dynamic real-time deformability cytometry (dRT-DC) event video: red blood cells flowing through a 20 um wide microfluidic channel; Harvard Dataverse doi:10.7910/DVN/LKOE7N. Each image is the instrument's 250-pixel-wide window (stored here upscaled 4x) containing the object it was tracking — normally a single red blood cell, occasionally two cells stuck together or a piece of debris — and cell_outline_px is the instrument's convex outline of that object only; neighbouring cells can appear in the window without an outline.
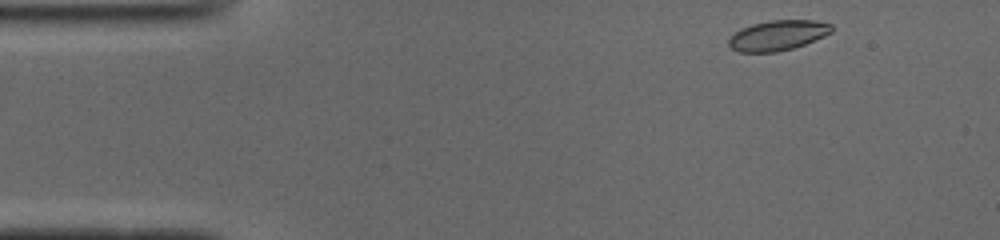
{"species": "common noctule bat (a hibernating species)", "species_latin": "Nyctalus noctula", "temperature_condition": "cold", "stored_images_in_passage": 47, "camera_frame_rate_fps": 3000, "um_per_image_px": 0.085, "animal": {"sex": "male", "body_mass_g": 19.0, "forearm_length_mm": 50.8}, "frame": {"image": 1, "passage_image": 1, "time_ms": 0.0, "image_size_px": [1000, 240], "cell_outline_px": [[832, 32], [824, 36], [804, 44], [792, 48], [776, 52], [740, 52], [732, 48], [728, 44], [728, 40], [740, 28], [752, 24], [772, 20], [812, 20], [832, 24]], "centroid_in_image_um": [66.11, 3.0], "position_along_channel_um": 18.9, "area_um2": 17.92}}
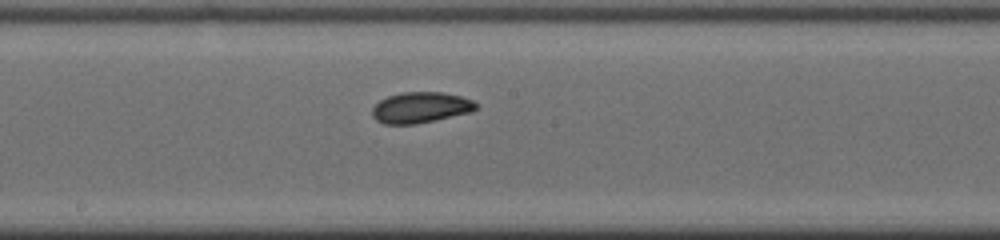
{"frame": {"image": 2, "passage_image": 22, "time_ms": 7.0, "image_size_px": [1000, 240], "cell_outline_px": [[480, 104], [472, 112], [436, 120], [416, 124], [384, 124], [376, 120], [372, 116], [372, 108], [380, 100], [388, 96], [400, 92], [440, 92], [460, 96], [472, 100]], "centroid_in_image_um": [35.76, 9.14], "position_along_channel_um": 212.4, "area_um2": 18.79}}
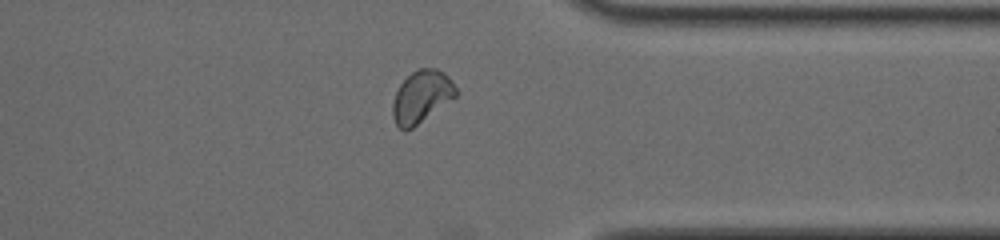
{"frame": {"image": 3, "passage_image": 35, "time_ms": 11.333, "image_size_px": [1000, 240], "cell_outline_px": [[456, 96], [412, 128], [404, 132], [396, 124], [392, 116], [392, 104], [396, 92], [400, 84], [412, 72], [420, 68], [436, 68], [444, 72], [452, 80], [456, 88]], "centroid_in_image_um": [35.81, 8.21], "position_along_channel_um": 375.6, "area_um2": 19.07}, "authors_computed_cell_mechanics": {"area_um2": 18.9584, "velocity_mm_per_s": 3.9131, "shape_relaxation_time_tau1_ms": null, "shape_relaxation_time_tau2_ms": 3.0625, "deformation_change_tau1": null, "deformation_change_tau2": 0.0545}}